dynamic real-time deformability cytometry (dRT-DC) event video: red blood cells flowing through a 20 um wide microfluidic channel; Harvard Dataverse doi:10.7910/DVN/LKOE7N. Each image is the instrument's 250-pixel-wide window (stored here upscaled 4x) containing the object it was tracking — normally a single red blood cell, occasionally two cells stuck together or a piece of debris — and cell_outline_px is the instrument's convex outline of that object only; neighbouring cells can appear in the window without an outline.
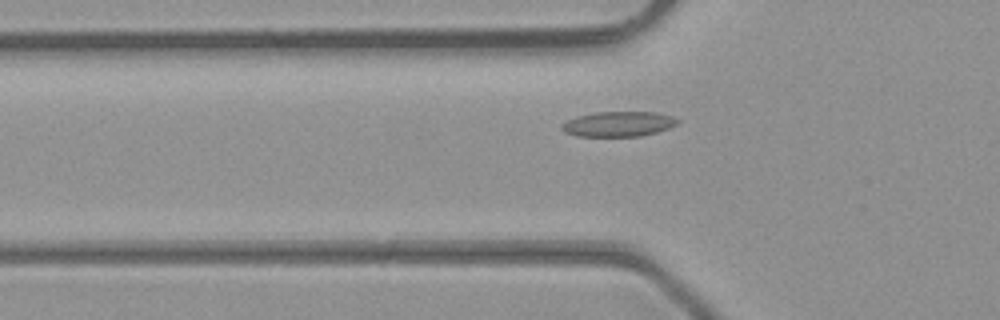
{"species": "common noctule bat (a hibernating species)", "species_latin": "Nyctalus noctula", "temperature_condition": "room temperature", "stored_images_in_passage": 35, "camera_frame_rate_fps": 3000, "um_per_image_px": 0.085, "animal": {"sex": "male", "body_mass_g": 23.1, "forearm_length_mm": 52.7}, "frame": {"image": 1, "passage_image": 8, "time_ms": 2.333, "image_size_px": [1000, 320], "cell_outline_px": [[680, 124], [656, 132], [640, 136], [576, 136], [564, 132], [560, 128], [560, 124], [576, 116], [596, 112], [656, 112], [672, 116], [680, 120]], "centroid_in_image_um": [52.56, 10.54], "position_along_channel_um": 73.2, "area_um2": 17.05}}
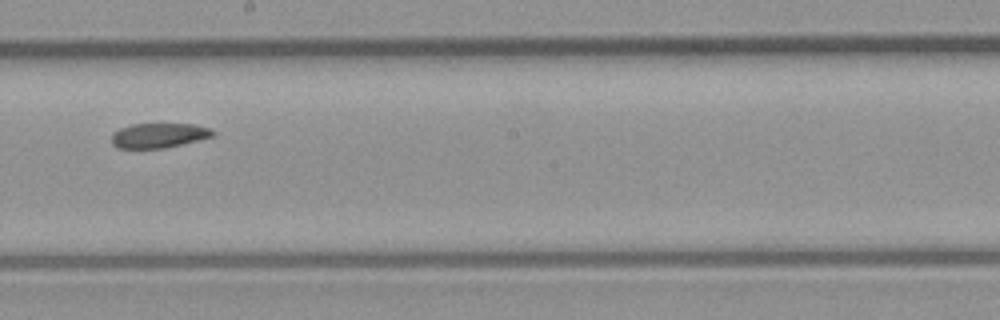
{"frame": {"image": 2, "passage_image": 19, "time_ms": 6.0, "image_size_px": [1000, 320], "cell_outline_px": [[216, 132], [212, 136], [164, 148], [116, 148], [112, 144], [112, 132], [120, 128], [132, 124], [192, 124], [208, 128]], "centroid_in_image_um": [13.43, 11.51], "position_along_channel_um": 234.8, "area_um2": 14.39}}
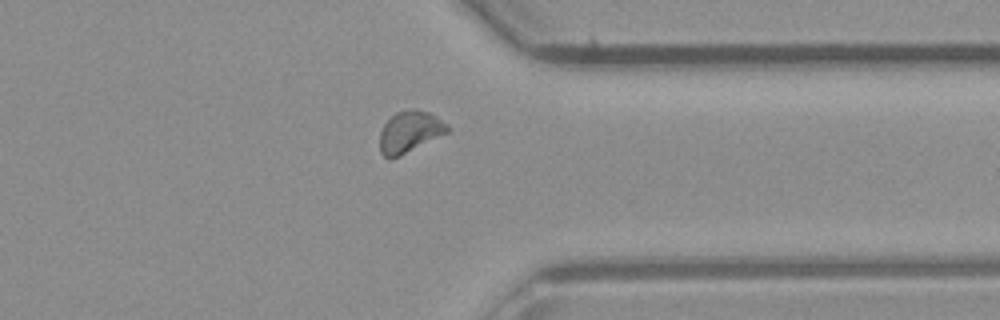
{"frame": {"image": 3, "passage_image": 29, "time_ms": 9.333, "image_size_px": [1000, 320], "cell_outline_px": [[448, 132], [392, 160], [388, 160], [380, 152], [380, 132], [384, 124], [396, 112], [412, 108], [416, 108], [428, 112], [436, 116], [448, 124]], "centroid_in_image_um": [34.81, 11.21], "position_along_channel_um": 376.6, "area_um2": 16.42}}